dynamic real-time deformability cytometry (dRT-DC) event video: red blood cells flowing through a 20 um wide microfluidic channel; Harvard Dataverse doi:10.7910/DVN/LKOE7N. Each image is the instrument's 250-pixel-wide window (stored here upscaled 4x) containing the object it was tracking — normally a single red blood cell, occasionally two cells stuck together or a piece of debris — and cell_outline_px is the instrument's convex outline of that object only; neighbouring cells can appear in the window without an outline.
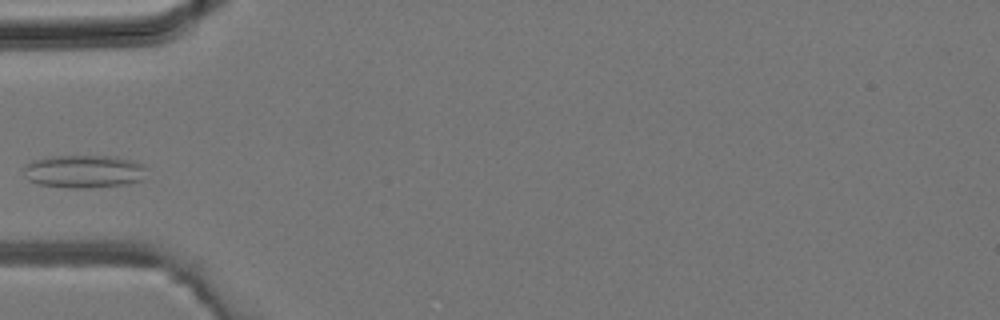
{"species": "common noctule bat (a hibernating species)", "species_latin": "Nyctalus noctula", "temperature_condition": "room temperature", "stored_images_in_passage": 1, "camera_frame_rate_fps": 3000, "um_per_image_px": 0.085, "animal": {"sex": "male", "body_mass_g": 19.2, "forearm_length_mm": 51.8}, "frame": {"image": 1, "passage_image": 1, "time_ms": 0.0, "image_size_px": [1000, 320], "cell_outline_px": [[144, 168], [140, 180], [128, 184], [92, 188], [72, 188], [40, 184], [28, 180], [24, 176], [24, 164], [32, 160], [52, 156], [116, 156], [132, 160], [144, 164]], "centroid_in_image_um": [7.09, 14.56], "position_along_channel_um": 77.9, "area_um2": 23.64}}